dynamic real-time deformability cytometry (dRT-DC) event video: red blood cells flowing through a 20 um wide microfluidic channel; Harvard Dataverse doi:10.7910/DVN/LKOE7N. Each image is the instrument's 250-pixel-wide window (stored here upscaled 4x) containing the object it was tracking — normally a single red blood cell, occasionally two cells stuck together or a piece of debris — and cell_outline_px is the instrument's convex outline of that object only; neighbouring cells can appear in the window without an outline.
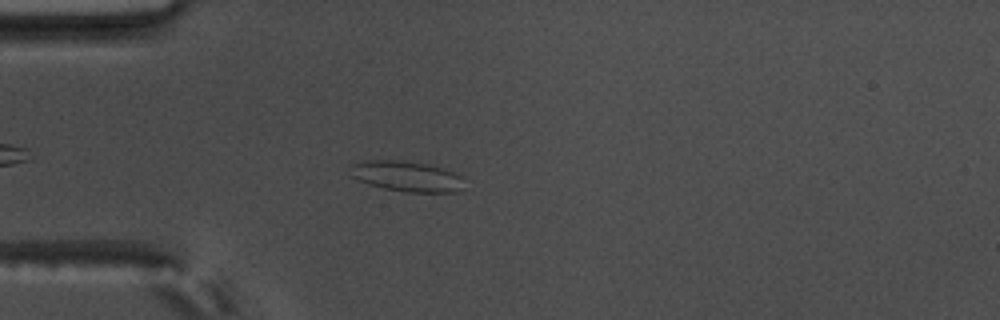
{"species": "common noctule bat (a hibernating species)", "species_latin": "Nyctalus noctula", "temperature_condition": "warm", "stored_images_in_passage": 46, "camera_frame_rate_fps": 3000, "um_per_image_px": 0.085, "animal": {"sex": "male", "body_mass_g": 17.5, "forearm_length_mm": 52.3}, "frame": {"image": 1, "passage_image": 6, "time_ms": 1.667, "image_size_px": [1000, 320], "cell_outline_px": [[460, 176], [456, 192], [404, 192], [384, 188], [368, 184], [352, 176], [352, 164], [364, 160], [400, 160], [428, 164], [452, 172]], "centroid_in_image_um": [34.47, 14.97], "position_along_channel_um": 50.5, "area_um2": 19.59}}
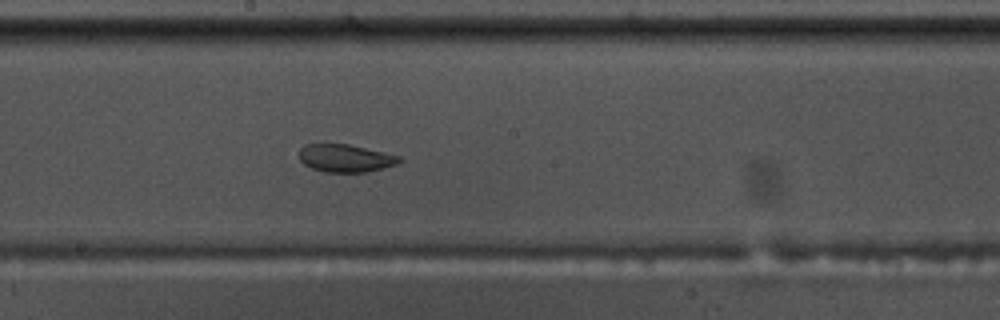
{"frame": {"image": 2, "passage_image": 21, "time_ms": 6.667, "image_size_px": [1000, 320], "cell_outline_px": [[404, 160], [396, 164], [368, 172], [324, 172], [312, 168], [304, 164], [300, 160], [300, 148], [304, 144], [348, 144], [384, 152], [400, 156]], "centroid_in_image_um": [29.37, 13.44], "position_along_channel_um": 218.8, "area_um2": 16.18}}
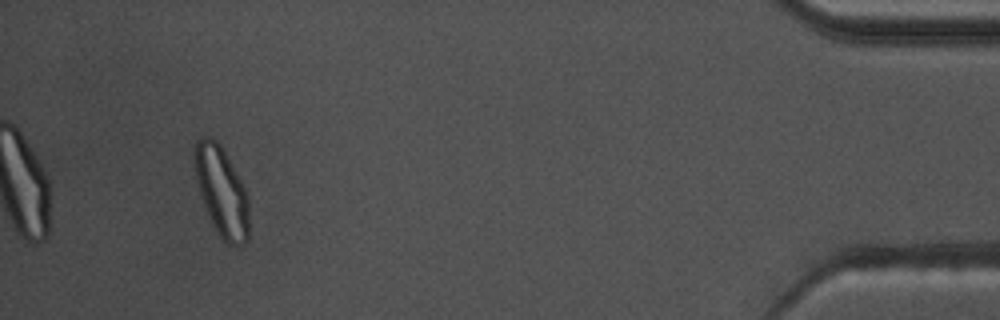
{"frame": {"image": 3, "passage_image": 43, "time_ms": 14.0, "image_size_px": [1000, 320], "cell_outline_px": [[248, 240], [240, 248], [228, 244], [220, 236], [200, 196], [196, 180], [192, 148], [196, 140], [200, 136], [208, 136], [216, 140], [220, 144], [240, 180], [248, 196]], "centroid_in_image_um": [18.81, 16.25], "position_along_channel_um": 416.4, "area_um2": 28.32}, "authors_computed_cell_mechanics": {"area_um2": 19.1318, "velocity_mm_per_s": 3.6292, "shape_relaxation_time_tau1_ms": null, "shape_relaxation_time_tau2_ms": 1.7009, "deformation_change_tau1": null, "deformation_change_tau2": 0.0656}}